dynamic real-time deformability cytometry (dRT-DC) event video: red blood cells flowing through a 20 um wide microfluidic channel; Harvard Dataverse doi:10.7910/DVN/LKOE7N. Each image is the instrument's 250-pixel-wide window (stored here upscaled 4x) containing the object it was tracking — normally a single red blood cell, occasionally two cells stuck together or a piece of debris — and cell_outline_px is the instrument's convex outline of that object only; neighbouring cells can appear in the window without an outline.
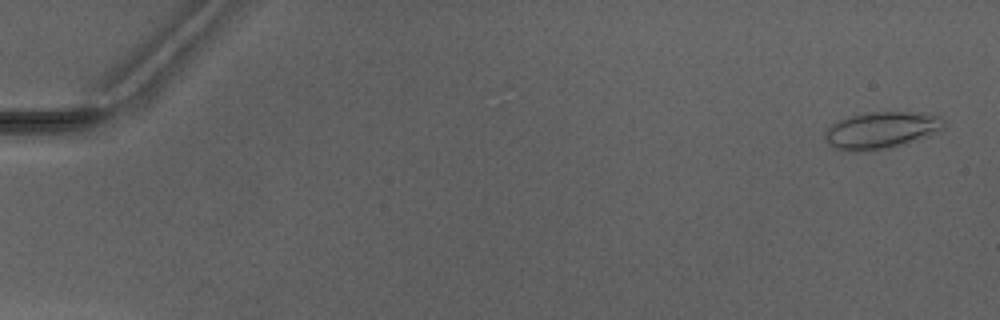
{"species": "Egyptian fruit bat (a non-hibernating species)", "species_latin": "Rousettus aegyptiacus", "temperature_condition": "warm", "stored_images_in_passage": 5, "camera_frame_rate_fps": 3000, "um_per_image_px": 0.085, "animal": {"sex": "male"}, "frame": {"image": 1, "passage_image": 1, "time_ms": 0.0, "image_size_px": [1000, 320], "cell_outline_px": [[948, 124], [940, 132], [904, 144], [880, 148], [836, 148], [828, 144], [824, 136], [828, 128], [836, 120], [848, 116], [864, 112], [920, 112], [940, 116]], "centroid_in_image_um": [75.0, 10.99], "position_along_channel_um": 10.0, "area_um2": 25.03}}